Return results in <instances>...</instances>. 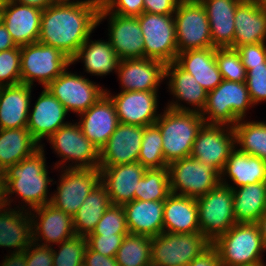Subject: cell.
I'll return each mask as SVG.
<instances>
[{"label":"cell","mask_w":266,"mask_h":266,"mask_svg":"<svg viewBox=\"0 0 266 266\" xmlns=\"http://www.w3.org/2000/svg\"><path fill=\"white\" fill-rule=\"evenodd\" d=\"M101 0L56 2L42 10L38 42L59 49L69 59L98 25Z\"/></svg>","instance_id":"6da1fadb"},{"label":"cell","mask_w":266,"mask_h":266,"mask_svg":"<svg viewBox=\"0 0 266 266\" xmlns=\"http://www.w3.org/2000/svg\"><path fill=\"white\" fill-rule=\"evenodd\" d=\"M155 124L161 131L163 155L169 164L191 155L193 143L205 121L199 112L176 101L168 105Z\"/></svg>","instance_id":"7a4b0ae2"},{"label":"cell","mask_w":266,"mask_h":266,"mask_svg":"<svg viewBox=\"0 0 266 266\" xmlns=\"http://www.w3.org/2000/svg\"><path fill=\"white\" fill-rule=\"evenodd\" d=\"M44 156L41 146L33 155L10 166L2 173V184L7 196L18 193L22 201L32 209L50 203L51 198L47 199V186L53 180L47 176Z\"/></svg>","instance_id":"3957f363"},{"label":"cell","mask_w":266,"mask_h":266,"mask_svg":"<svg viewBox=\"0 0 266 266\" xmlns=\"http://www.w3.org/2000/svg\"><path fill=\"white\" fill-rule=\"evenodd\" d=\"M212 245L217 249L223 266L262 264L264 245L256 223H236Z\"/></svg>","instance_id":"277c9868"},{"label":"cell","mask_w":266,"mask_h":266,"mask_svg":"<svg viewBox=\"0 0 266 266\" xmlns=\"http://www.w3.org/2000/svg\"><path fill=\"white\" fill-rule=\"evenodd\" d=\"M250 105L253 103L246 82L222 80L215 89L208 92L205 107L200 114L205 124L233 127L240 119H244Z\"/></svg>","instance_id":"5b68a950"},{"label":"cell","mask_w":266,"mask_h":266,"mask_svg":"<svg viewBox=\"0 0 266 266\" xmlns=\"http://www.w3.org/2000/svg\"><path fill=\"white\" fill-rule=\"evenodd\" d=\"M151 264L188 266L212 243L201 233L174 234L163 231L151 237Z\"/></svg>","instance_id":"8992f818"},{"label":"cell","mask_w":266,"mask_h":266,"mask_svg":"<svg viewBox=\"0 0 266 266\" xmlns=\"http://www.w3.org/2000/svg\"><path fill=\"white\" fill-rule=\"evenodd\" d=\"M200 232L213 243L236 224L233 210V190L219 184L196 199Z\"/></svg>","instance_id":"52a82bcc"},{"label":"cell","mask_w":266,"mask_h":266,"mask_svg":"<svg viewBox=\"0 0 266 266\" xmlns=\"http://www.w3.org/2000/svg\"><path fill=\"white\" fill-rule=\"evenodd\" d=\"M168 172L170 191L177 195L197 199L220 184L217 170L191 156L169 163Z\"/></svg>","instance_id":"ba28073f"},{"label":"cell","mask_w":266,"mask_h":266,"mask_svg":"<svg viewBox=\"0 0 266 266\" xmlns=\"http://www.w3.org/2000/svg\"><path fill=\"white\" fill-rule=\"evenodd\" d=\"M21 83L32 86L38 80L44 87L70 66L69 59L59 49L40 42L20 47Z\"/></svg>","instance_id":"9c48e42d"},{"label":"cell","mask_w":266,"mask_h":266,"mask_svg":"<svg viewBox=\"0 0 266 266\" xmlns=\"http://www.w3.org/2000/svg\"><path fill=\"white\" fill-rule=\"evenodd\" d=\"M174 14L178 53L213 47L207 13L199 0H181Z\"/></svg>","instance_id":"30bf717a"},{"label":"cell","mask_w":266,"mask_h":266,"mask_svg":"<svg viewBox=\"0 0 266 266\" xmlns=\"http://www.w3.org/2000/svg\"><path fill=\"white\" fill-rule=\"evenodd\" d=\"M137 18L144 38V58L165 65L175 62L178 49L174 16L143 12Z\"/></svg>","instance_id":"8fae6325"},{"label":"cell","mask_w":266,"mask_h":266,"mask_svg":"<svg viewBox=\"0 0 266 266\" xmlns=\"http://www.w3.org/2000/svg\"><path fill=\"white\" fill-rule=\"evenodd\" d=\"M50 204L73 217L89 193L101 182L99 168H71L60 176Z\"/></svg>","instance_id":"7c38bea8"},{"label":"cell","mask_w":266,"mask_h":266,"mask_svg":"<svg viewBox=\"0 0 266 266\" xmlns=\"http://www.w3.org/2000/svg\"><path fill=\"white\" fill-rule=\"evenodd\" d=\"M46 88L63 104L67 112L71 110L79 114L86 111L106 93V90L88 78L69 73L67 69Z\"/></svg>","instance_id":"4fadbf2b"},{"label":"cell","mask_w":266,"mask_h":266,"mask_svg":"<svg viewBox=\"0 0 266 266\" xmlns=\"http://www.w3.org/2000/svg\"><path fill=\"white\" fill-rule=\"evenodd\" d=\"M226 129L225 125L204 124L193 143L190 156L221 173L236 144L233 127Z\"/></svg>","instance_id":"5bb4252c"},{"label":"cell","mask_w":266,"mask_h":266,"mask_svg":"<svg viewBox=\"0 0 266 266\" xmlns=\"http://www.w3.org/2000/svg\"><path fill=\"white\" fill-rule=\"evenodd\" d=\"M48 140L56 153L66 160H76L71 168H99V150L82 133L79 124L68 123L60 127Z\"/></svg>","instance_id":"9a60e30c"},{"label":"cell","mask_w":266,"mask_h":266,"mask_svg":"<svg viewBox=\"0 0 266 266\" xmlns=\"http://www.w3.org/2000/svg\"><path fill=\"white\" fill-rule=\"evenodd\" d=\"M109 42L120 60L144 58V38L138 18L98 13V24L110 15Z\"/></svg>","instance_id":"2e32d148"},{"label":"cell","mask_w":266,"mask_h":266,"mask_svg":"<svg viewBox=\"0 0 266 266\" xmlns=\"http://www.w3.org/2000/svg\"><path fill=\"white\" fill-rule=\"evenodd\" d=\"M113 101L119 123L136 126L155 124L160 114H156L157 91H122L109 96Z\"/></svg>","instance_id":"e0dca14e"},{"label":"cell","mask_w":266,"mask_h":266,"mask_svg":"<svg viewBox=\"0 0 266 266\" xmlns=\"http://www.w3.org/2000/svg\"><path fill=\"white\" fill-rule=\"evenodd\" d=\"M144 128L119 123L99 151V166H115L138 161Z\"/></svg>","instance_id":"ac0fdd59"},{"label":"cell","mask_w":266,"mask_h":266,"mask_svg":"<svg viewBox=\"0 0 266 266\" xmlns=\"http://www.w3.org/2000/svg\"><path fill=\"white\" fill-rule=\"evenodd\" d=\"M42 10L5 0L2 6V22L17 46L38 42Z\"/></svg>","instance_id":"d6986e66"},{"label":"cell","mask_w":266,"mask_h":266,"mask_svg":"<svg viewBox=\"0 0 266 266\" xmlns=\"http://www.w3.org/2000/svg\"><path fill=\"white\" fill-rule=\"evenodd\" d=\"M109 95L106 91L95 104L79 114L81 120L78 124L82 133L99 151L119 124L115 105Z\"/></svg>","instance_id":"ffe728a7"},{"label":"cell","mask_w":266,"mask_h":266,"mask_svg":"<svg viewBox=\"0 0 266 266\" xmlns=\"http://www.w3.org/2000/svg\"><path fill=\"white\" fill-rule=\"evenodd\" d=\"M101 183L107 188L114 205H124L135 200V190L147 170L138 161L115 166H99Z\"/></svg>","instance_id":"44dd1931"},{"label":"cell","mask_w":266,"mask_h":266,"mask_svg":"<svg viewBox=\"0 0 266 266\" xmlns=\"http://www.w3.org/2000/svg\"><path fill=\"white\" fill-rule=\"evenodd\" d=\"M117 70L122 91H157L165 78V64L154 59H122Z\"/></svg>","instance_id":"7402d4cb"},{"label":"cell","mask_w":266,"mask_h":266,"mask_svg":"<svg viewBox=\"0 0 266 266\" xmlns=\"http://www.w3.org/2000/svg\"><path fill=\"white\" fill-rule=\"evenodd\" d=\"M43 88L32 113L28 114L30 116L26 127L38 143L45 136L49 138L60 127L68 124L63 122L68 113L63 104L46 87Z\"/></svg>","instance_id":"603a6c76"},{"label":"cell","mask_w":266,"mask_h":266,"mask_svg":"<svg viewBox=\"0 0 266 266\" xmlns=\"http://www.w3.org/2000/svg\"><path fill=\"white\" fill-rule=\"evenodd\" d=\"M234 25L233 49L248 44L265 43L266 10L256 0H242L238 4Z\"/></svg>","instance_id":"cb8c5ba5"},{"label":"cell","mask_w":266,"mask_h":266,"mask_svg":"<svg viewBox=\"0 0 266 266\" xmlns=\"http://www.w3.org/2000/svg\"><path fill=\"white\" fill-rule=\"evenodd\" d=\"M32 211L36 212L39 215L38 219H40L38 223L37 220L33 219L35 217L34 214L32 215L33 229L35 228L33 230V242H37L39 237L42 236L40 239L42 238L43 241L45 240L44 243H46L42 244L50 246L49 243L61 244L76 235L72 217L52 204L47 203L34 208Z\"/></svg>","instance_id":"d4e9b609"},{"label":"cell","mask_w":266,"mask_h":266,"mask_svg":"<svg viewBox=\"0 0 266 266\" xmlns=\"http://www.w3.org/2000/svg\"><path fill=\"white\" fill-rule=\"evenodd\" d=\"M209 20L214 48H232L235 35L234 16L242 0H199Z\"/></svg>","instance_id":"484cf974"},{"label":"cell","mask_w":266,"mask_h":266,"mask_svg":"<svg viewBox=\"0 0 266 266\" xmlns=\"http://www.w3.org/2000/svg\"><path fill=\"white\" fill-rule=\"evenodd\" d=\"M32 86L0 87V129L27 127Z\"/></svg>","instance_id":"4316f807"},{"label":"cell","mask_w":266,"mask_h":266,"mask_svg":"<svg viewBox=\"0 0 266 266\" xmlns=\"http://www.w3.org/2000/svg\"><path fill=\"white\" fill-rule=\"evenodd\" d=\"M163 231L174 234L200 232L196 199L170 193L164 201Z\"/></svg>","instance_id":"83f0119b"},{"label":"cell","mask_w":266,"mask_h":266,"mask_svg":"<svg viewBox=\"0 0 266 266\" xmlns=\"http://www.w3.org/2000/svg\"><path fill=\"white\" fill-rule=\"evenodd\" d=\"M175 62L193 75L207 92L215 89L223 80L215 59L214 47L178 53Z\"/></svg>","instance_id":"f1b7e54d"},{"label":"cell","mask_w":266,"mask_h":266,"mask_svg":"<svg viewBox=\"0 0 266 266\" xmlns=\"http://www.w3.org/2000/svg\"><path fill=\"white\" fill-rule=\"evenodd\" d=\"M123 208L129 234L153 237L163 232L164 201L133 200Z\"/></svg>","instance_id":"f546056e"},{"label":"cell","mask_w":266,"mask_h":266,"mask_svg":"<svg viewBox=\"0 0 266 266\" xmlns=\"http://www.w3.org/2000/svg\"><path fill=\"white\" fill-rule=\"evenodd\" d=\"M222 179L220 178V183L233 190V210L236 223H256L266 210V182L235 188Z\"/></svg>","instance_id":"4dcf8cb0"},{"label":"cell","mask_w":266,"mask_h":266,"mask_svg":"<svg viewBox=\"0 0 266 266\" xmlns=\"http://www.w3.org/2000/svg\"><path fill=\"white\" fill-rule=\"evenodd\" d=\"M38 144L26 127L0 129V174L33 155L42 146Z\"/></svg>","instance_id":"1f68e13d"},{"label":"cell","mask_w":266,"mask_h":266,"mask_svg":"<svg viewBox=\"0 0 266 266\" xmlns=\"http://www.w3.org/2000/svg\"><path fill=\"white\" fill-rule=\"evenodd\" d=\"M20 211L7 208L0 213V247L15 248L13 253L24 252L33 243L32 217Z\"/></svg>","instance_id":"d6a6232c"},{"label":"cell","mask_w":266,"mask_h":266,"mask_svg":"<svg viewBox=\"0 0 266 266\" xmlns=\"http://www.w3.org/2000/svg\"><path fill=\"white\" fill-rule=\"evenodd\" d=\"M226 174L237 187L266 182V161L234 148L220 173V177Z\"/></svg>","instance_id":"836d02e7"},{"label":"cell","mask_w":266,"mask_h":266,"mask_svg":"<svg viewBox=\"0 0 266 266\" xmlns=\"http://www.w3.org/2000/svg\"><path fill=\"white\" fill-rule=\"evenodd\" d=\"M111 204L107 188L100 182L89 193L76 214L72 217L75 234L86 237L92 233Z\"/></svg>","instance_id":"e575fe53"},{"label":"cell","mask_w":266,"mask_h":266,"mask_svg":"<svg viewBox=\"0 0 266 266\" xmlns=\"http://www.w3.org/2000/svg\"><path fill=\"white\" fill-rule=\"evenodd\" d=\"M169 89L176 99L192 104L199 113L205 107L208 92L195 80V77L184 71L176 62L165 65V77L169 78Z\"/></svg>","instance_id":"d590c367"},{"label":"cell","mask_w":266,"mask_h":266,"mask_svg":"<svg viewBox=\"0 0 266 266\" xmlns=\"http://www.w3.org/2000/svg\"><path fill=\"white\" fill-rule=\"evenodd\" d=\"M89 38L72 58L71 64L79 59L84 60L87 73L100 76L107 75L114 69L117 71L120 59L110 42L101 40L89 42Z\"/></svg>","instance_id":"8d00e7d4"},{"label":"cell","mask_w":266,"mask_h":266,"mask_svg":"<svg viewBox=\"0 0 266 266\" xmlns=\"http://www.w3.org/2000/svg\"><path fill=\"white\" fill-rule=\"evenodd\" d=\"M241 121L233 126L235 143L241 147L239 150L266 161V123Z\"/></svg>","instance_id":"74e56055"},{"label":"cell","mask_w":266,"mask_h":266,"mask_svg":"<svg viewBox=\"0 0 266 266\" xmlns=\"http://www.w3.org/2000/svg\"><path fill=\"white\" fill-rule=\"evenodd\" d=\"M151 245V237L126 235L116 254L118 266H147L151 264Z\"/></svg>","instance_id":"f35d334b"},{"label":"cell","mask_w":266,"mask_h":266,"mask_svg":"<svg viewBox=\"0 0 266 266\" xmlns=\"http://www.w3.org/2000/svg\"><path fill=\"white\" fill-rule=\"evenodd\" d=\"M170 193L168 168L147 169L135 190V200L165 201Z\"/></svg>","instance_id":"ab89813d"},{"label":"cell","mask_w":266,"mask_h":266,"mask_svg":"<svg viewBox=\"0 0 266 266\" xmlns=\"http://www.w3.org/2000/svg\"><path fill=\"white\" fill-rule=\"evenodd\" d=\"M162 135L156 124L145 126L138 162L146 169L168 168L163 155Z\"/></svg>","instance_id":"60d3db41"},{"label":"cell","mask_w":266,"mask_h":266,"mask_svg":"<svg viewBox=\"0 0 266 266\" xmlns=\"http://www.w3.org/2000/svg\"><path fill=\"white\" fill-rule=\"evenodd\" d=\"M215 59L223 80L246 82V69L236 49L215 48Z\"/></svg>","instance_id":"b9f144b4"},{"label":"cell","mask_w":266,"mask_h":266,"mask_svg":"<svg viewBox=\"0 0 266 266\" xmlns=\"http://www.w3.org/2000/svg\"><path fill=\"white\" fill-rule=\"evenodd\" d=\"M60 250L53 251V266H81L84 263V255L87 248L85 236L74 237L59 244Z\"/></svg>","instance_id":"7bdbcfd3"},{"label":"cell","mask_w":266,"mask_h":266,"mask_svg":"<svg viewBox=\"0 0 266 266\" xmlns=\"http://www.w3.org/2000/svg\"><path fill=\"white\" fill-rule=\"evenodd\" d=\"M129 234L123 205L111 204L92 233L88 235Z\"/></svg>","instance_id":"ee69618b"},{"label":"cell","mask_w":266,"mask_h":266,"mask_svg":"<svg viewBox=\"0 0 266 266\" xmlns=\"http://www.w3.org/2000/svg\"><path fill=\"white\" fill-rule=\"evenodd\" d=\"M17 84H21L20 46L0 52V87Z\"/></svg>","instance_id":"f6af8a7d"},{"label":"cell","mask_w":266,"mask_h":266,"mask_svg":"<svg viewBox=\"0 0 266 266\" xmlns=\"http://www.w3.org/2000/svg\"><path fill=\"white\" fill-rule=\"evenodd\" d=\"M246 85L253 105L266 101V63L246 72Z\"/></svg>","instance_id":"bcb514c9"},{"label":"cell","mask_w":266,"mask_h":266,"mask_svg":"<svg viewBox=\"0 0 266 266\" xmlns=\"http://www.w3.org/2000/svg\"><path fill=\"white\" fill-rule=\"evenodd\" d=\"M128 234L87 235V246L97 253L107 257H116L124 237Z\"/></svg>","instance_id":"7dc6e473"},{"label":"cell","mask_w":266,"mask_h":266,"mask_svg":"<svg viewBox=\"0 0 266 266\" xmlns=\"http://www.w3.org/2000/svg\"><path fill=\"white\" fill-rule=\"evenodd\" d=\"M143 12L144 0H101L98 13H114L121 16L138 17Z\"/></svg>","instance_id":"c3c4849f"},{"label":"cell","mask_w":266,"mask_h":266,"mask_svg":"<svg viewBox=\"0 0 266 266\" xmlns=\"http://www.w3.org/2000/svg\"><path fill=\"white\" fill-rule=\"evenodd\" d=\"M236 51L241 57L242 64L246 72L252 66L263 65L266 63V45L265 43H256L239 46Z\"/></svg>","instance_id":"681fc988"},{"label":"cell","mask_w":266,"mask_h":266,"mask_svg":"<svg viewBox=\"0 0 266 266\" xmlns=\"http://www.w3.org/2000/svg\"><path fill=\"white\" fill-rule=\"evenodd\" d=\"M24 252L26 266H53V251L51 246L38 245V243L33 242Z\"/></svg>","instance_id":"f907efd6"},{"label":"cell","mask_w":266,"mask_h":266,"mask_svg":"<svg viewBox=\"0 0 266 266\" xmlns=\"http://www.w3.org/2000/svg\"><path fill=\"white\" fill-rule=\"evenodd\" d=\"M181 0H144V12L174 15Z\"/></svg>","instance_id":"816d5d0a"},{"label":"cell","mask_w":266,"mask_h":266,"mask_svg":"<svg viewBox=\"0 0 266 266\" xmlns=\"http://www.w3.org/2000/svg\"><path fill=\"white\" fill-rule=\"evenodd\" d=\"M188 266H223L217 249L211 244L199 256L193 259Z\"/></svg>","instance_id":"f5cc1de1"},{"label":"cell","mask_w":266,"mask_h":266,"mask_svg":"<svg viewBox=\"0 0 266 266\" xmlns=\"http://www.w3.org/2000/svg\"><path fill=\"white\" fill-rule=\"evenodd\" d=\"M85 266H118L116 257H107L92 251L88 246L84 255Z\"/></svg>","instance_id":"db71d44e"},{"label":"cell","mask_w":266,"mask_h":266,"mask_svg":"<svg viewBox=\"0 0 266 266\" xmlns=\"http://www.w3.org/2000/svg\"><path fill=\"white\" fill-rule=\"evenodd\" d=\"M17 45L14 43L10 33L7 31L3 22H0V52L15 48Z\"/></svg>","instance_id":"11a10c76"},{"label":"cell","mask_w":266,"mask_h":266,"mask_svg":"<svg viewBox=\"0 0 266 266\" xmlns=\"http://www.w3.org/2000/svg\"><path fill=\"white\" fill-rule=\"evenodd\" d=\"M1 266H26L25 252H16L5 258Z\"/></svg>","instance_id":"9f6ffc18"},{"label":"cell","mask_w":266,"mask_h":266,"mask_svg":"<svg viewBox=\"0 0 266 266\" xmlns=\"http://www.w3.org/2000/svg\"><path fill=\"white\" fill-rule=\"evenodd\" d=\"M13 1L23 5L36 7L41 10H45L47 7L57 2L56 0H13Z\"/></svg>","instance_id":"6f0895ef"},{"label":"cell","mask_w":266,"mask_h":266,"mask_svg":"<svg viewBox=\"0 0 266 266\" xmlns=\"http://www.w3.org/2000/svg\"><path fill=\"white\" fill-rule=\"evenodd\" d=\"M256 224L262 237L264 249L266 250V210L261 214Z\"/></svg>","instance_id":"680465c9"},{"label":"cell","mask_w":266,"mask_h":266,"mask_svg":"<svg viewBox=\"0 0 266 266\" xmlns=\"http://www.w3.org/2000/svg\"><path fill=\"white\" fill-rule=\"evenodd\" d=\"M9 204H10V200H8L5 188H4L3 184L1 183L0 184V213L4 212L7 208V205H9ZM5 206H6V208H5ZM3 208H5V209H3ZM2 209H3V211H2Z\"/></svg>","instance_id":"91938a15"},{"label":"cell","mask_w":266,"mask_h":266,"mask_svg":"<svg viewBox=\"0 0 266 266\" xmlns=\"http://www.w3.org/2000/svg\"><path fill=\"white\" fill-rule=\"evenodd\" d=\"M257 4L264 10H266V0H256Z\"/></svg>","instance_id":"94428289"},{"label":"cell","mask_w":266,"mask_h":266,"mask_svg":"<svg viewBox=\"0 0 266 266\" xmlns=\"http://www.w3.org/2000/svg\"><path fill=\"white\" fill-rule=\"evenodd\" d=\"M2 21V7H0V22Z\"/></svg>","instance_id":"6125c7cd"},{"label":"cell","mask_w":266,"mask_h":266,"mask_svg":"<svg viewBox=\"0 0 266 266\" xmlns=\"http://www.w3.org/2000/svg\"><path fill=\"white\" fill-rule=\"evenodd\" d=\"M57 2H70V0H56Z\"/></svg>","instance_id":"be15d7a7"},{"label":"cell","mask_w":266,"mask_h":266,"mask_svg":"<svg viewBox=\"0 0 266 266\" xmlns=\"http://www.w3.org/2000/svg\"><path fill=\"white\" fill-rule=\"evenodd\" d=\"M5 0H0V7L3 6Z\"/></svg>","instance_id":"e7e4bbea"},{"label":"cell","mask_w":266,"mask_h":266,"mask_svg":"<svg viewBox=\"0 0 266 266\" xmlns=\"http://www.w3.org/2000/svg\"><path fill=\"white\" fill-rule=\"evenodd\" d=\"M250 266H264V263H262V264L250 265Z\"/></svg>","instance_id":"03108f58"},{"label":"cell","mask_w":266,"mask_h":266,"mask_svg":"<svg viewBox=\"0 0 266 266\" xmlns=\"http://www.w3.org/2000/svg\"><path fill=\"white\" fill-rule=\"evenodd\" d=\"M2 183V177H1V174H0V184Z\"/></svg>","instance_id":"003e7915"}]
</instances>
